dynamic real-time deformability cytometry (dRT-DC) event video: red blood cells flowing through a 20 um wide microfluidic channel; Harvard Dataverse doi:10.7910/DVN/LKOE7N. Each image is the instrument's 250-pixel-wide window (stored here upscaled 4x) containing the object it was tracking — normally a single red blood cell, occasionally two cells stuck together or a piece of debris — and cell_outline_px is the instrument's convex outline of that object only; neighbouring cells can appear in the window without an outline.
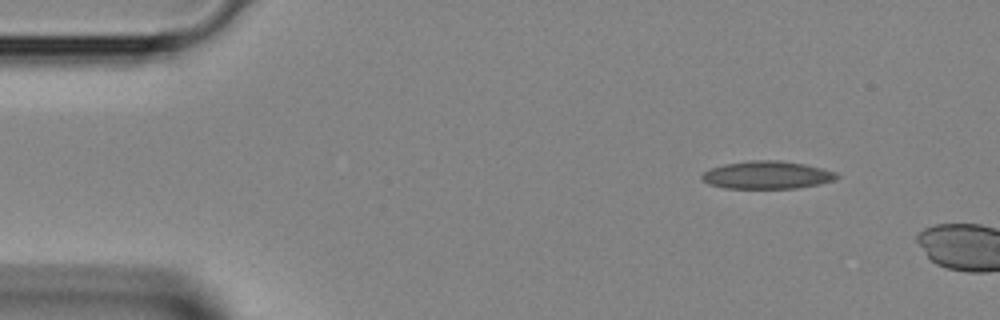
{"species": "Egyptian fruit bat (a non-hibernating species)", "species_latin": "Rousettus aegyptiacus", "temperature_condition": "room temperature", "stored_images_in_passage": 4, "camera_frame_rate_fps": 3000, "um_per_image_px": 0.085, "animal": {"sex": "female"}, "frame": {"image": 1, "passage_image": 1, "time_ms": 0.0, "image_size_px": [1000, 320], "cell_outline_px": [[840, 176], [836, 180], [820, 184], [796, 188], [724, 188], [708, 184], [700, 176], [704, 172], [712, 168], [724, 164], [748, 160], [780, 160], [804, 164], [836, 172]], "centroid_in_image_um": [65.21, 14.87], "position_along_channel_um": 19.8, "area_um2": 21.85}}